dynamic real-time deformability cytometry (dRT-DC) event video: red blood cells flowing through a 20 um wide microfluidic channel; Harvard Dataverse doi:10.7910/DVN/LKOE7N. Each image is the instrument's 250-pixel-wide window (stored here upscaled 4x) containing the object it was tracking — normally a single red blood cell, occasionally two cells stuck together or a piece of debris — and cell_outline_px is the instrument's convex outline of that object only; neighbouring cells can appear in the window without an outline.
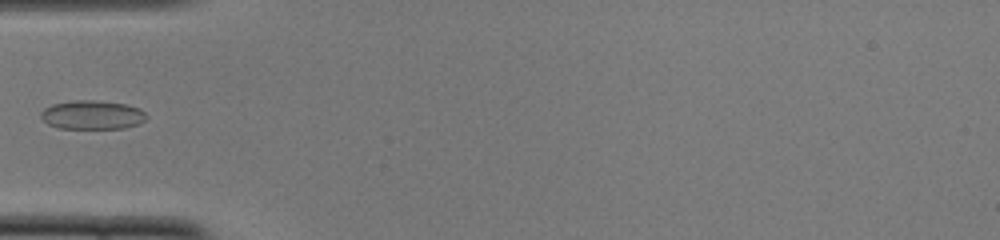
{"species": "common noctule bat (a hibernating species)", "species_latin": "Nyctalus noctula", "temperature_condition": "cold", "stored_images_in_passage": 36, "camera_frame_rate_fps": 3000, "um_per_image_px": 0.085, "animal": {"sex": "female", "body_mass_g": 22.0, "forearm_length_mm": 56.7}, "frame": {"image": 1, "passage_image": 1, "time_ms": 0.0, "image_size_px": [1000, 240], "cell_outline_px": [[148, 116], [144, 120], [136, 124], [124, 128], [60, 128], [48, 124], [40, 116], [40, 112], [44, 108], [52, 104], [76, 100], [96, 100], [128, 104], [140, 108]], "centroid_in_image_um": [7.84, 9.75], "position_along_channel_um": 77.2, "area_um2": 17.74}}
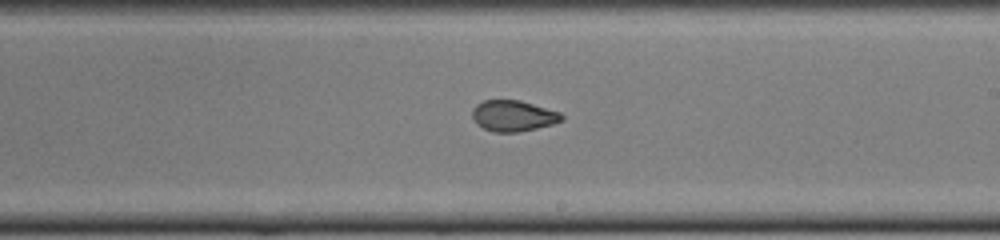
{"frame": {"image": 2, "passage_image": 14, "time_ms": 4.333, "image_size_px": [1000, 240], "cell_outline_px": [[564, 120], [552, 124], [536, 128], [516, 132], [492, 132], [476, 124], [472, 116], [472, 108], [476, 104], [484, 100], [520, 100], [560, 112], [564, 116]], "centroid_in_image_um": [43.61, 9.84], "position_along_channel_um": 245.4, "area_um2": 16.18}}
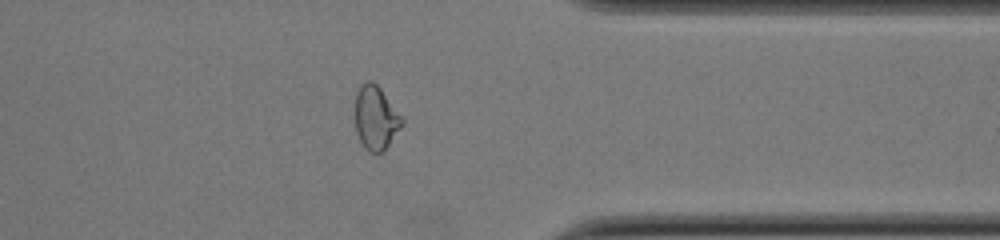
{"frame": {"image": 3, "passage_image": 25, "time_ms": 8.0, "image_size_px": [1000, 240], "cell_outline_px": [[404, 124], [384, 152], [368, 152], [364, 148], [356, 132], [356, 92], [360, 84], [368, 80], [372, 80], [380, 88], [404, 120]], "centroid_in_image_um": [31.94, 10.03], "position_along_channel_um": 379.5, "area_um2": 17.46}}